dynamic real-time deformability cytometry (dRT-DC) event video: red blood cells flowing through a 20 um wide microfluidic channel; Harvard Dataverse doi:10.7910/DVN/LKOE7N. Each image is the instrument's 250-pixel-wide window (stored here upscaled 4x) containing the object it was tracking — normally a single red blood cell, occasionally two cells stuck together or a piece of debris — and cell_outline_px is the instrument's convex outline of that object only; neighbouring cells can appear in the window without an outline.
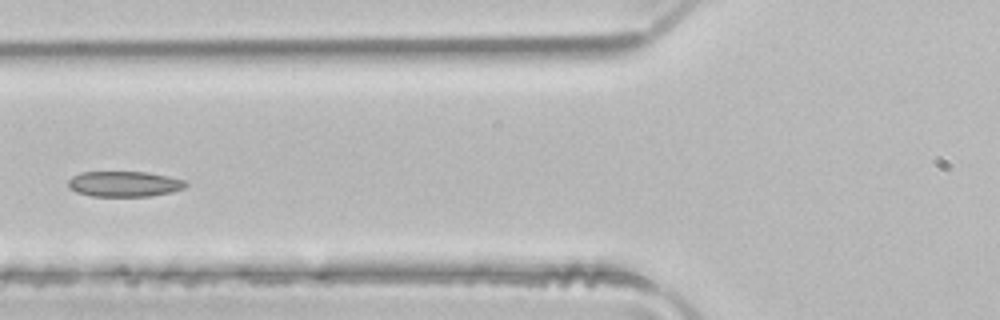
{"species": "common noctule bat (a hibernating species)", "species_latin": "Nyctalus noctula", "temperature_condition": "room temperature", "stored_images_in_passage": 5, "camera_frame_rate_fps": 3000, "um_per_image_px": 0.085, "animal": {"sex": "male", "body_mass_g": 21.5, "forearm_length_mm": 52.0}, "frame": {"image": 1, "passage_image": 5, "time_ms": 1.333, "image_size_px": [1000, 320], "cell_outline_px": [[188, 184], [184, 188], [172, 192], [148, 196], [92, 196], [76, 192], [68, 188], [68, 180], [72, 176], [80, 172], [148, 172], [168, 176], [184, 180]], "centroid_in_image_um": [10.54, 15.63], "position_along_channel_um": 115.3, "area_um2": 17.51}}